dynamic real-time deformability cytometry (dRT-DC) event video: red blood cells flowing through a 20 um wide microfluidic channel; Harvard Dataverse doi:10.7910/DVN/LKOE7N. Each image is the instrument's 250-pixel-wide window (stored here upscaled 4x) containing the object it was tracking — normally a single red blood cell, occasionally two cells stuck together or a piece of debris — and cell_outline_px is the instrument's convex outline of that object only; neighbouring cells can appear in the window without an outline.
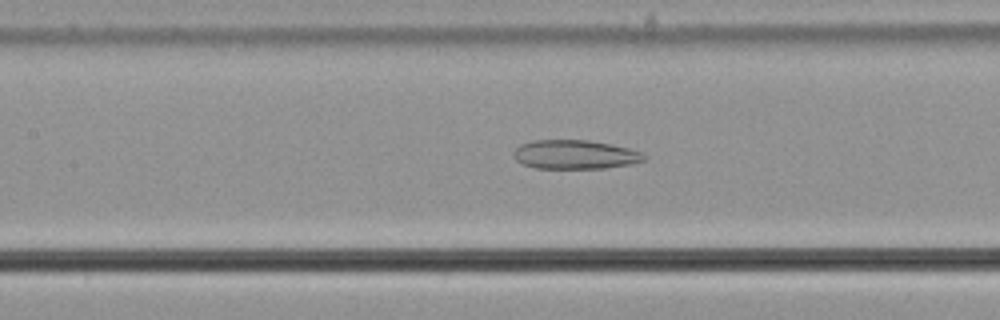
{"species": "common noctule bat (a hibernating species)", "species_latin": "Nyctalus noctula", "temperature_condition": "cold", "stored_images_in_passage": 53, "camera_frame_rate_fps": 3000, "um_per_image_px": 0.085, "animal": {"sex": "male", "body_mass_g": 21.5, "forearm_length_mm": 52.0}, "frame": {"image": 1, "passage_image": 25, "time_ms": 8.0, "image_size_px": [1000, 320], "cell_outline_px": [[648, 156], [644, 160], [632, 164], [604, 168], [536, 168], [524, 164], [516, 160], [512, 156], [512, 152], [520, 144], [532, 140], [588, 140], [612, 144], [628, 148], [640, 152]], "centroid_in_image_um": [48.86, 13.13], "position_along_channel_um": 158.5, "area_um2": 22.14}}
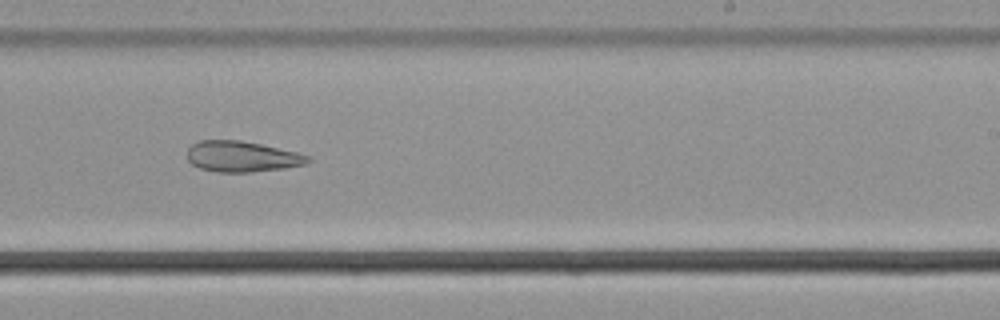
{"frame": {"image": 2, "passage_image": 34, "time_ms": 11.0, "image_size_px": [1000, 320], "cell_outline_px": [[312, 160], [304, 164], [284, 168], [252, 172], [216, 172], [200, 168], [192, 164], [188, 160], [188, 148], [192, 144], [200, 140], [240, 140], [260, 144], [296, 152], [308, 156]], "centroid_in_image_um": [20.54, 13.31], "position_along_channel_um": 268.5, "area_um2": 21.5}}
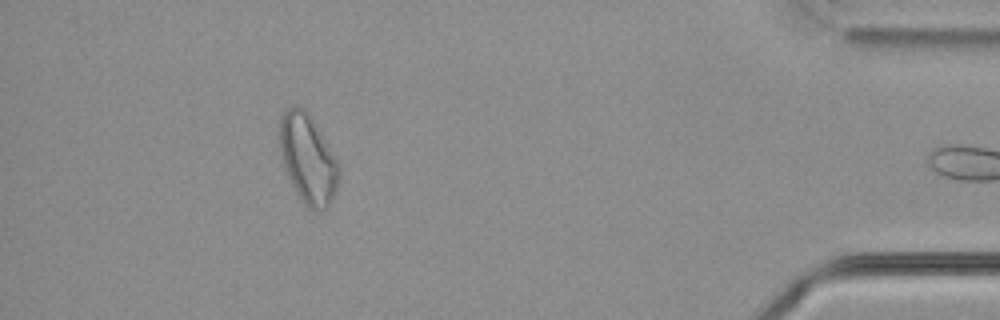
{"frame": {"image": 3, "passage_image": 50, "time_ms": 16.333, "image_size_px": [1000, 320], "cell_outline_px": [[340, 176], [336, 192], [328, 208], [316, 212], [308, 208], [304, 204], [284, 164], [280, 152], [280, 116], [292, 104], [308, 112], [340, 164]], "centroid_in_image_um": [26.22, 13.52], "position_along_channel_um": 409.0, "area_um2": 30.4}}